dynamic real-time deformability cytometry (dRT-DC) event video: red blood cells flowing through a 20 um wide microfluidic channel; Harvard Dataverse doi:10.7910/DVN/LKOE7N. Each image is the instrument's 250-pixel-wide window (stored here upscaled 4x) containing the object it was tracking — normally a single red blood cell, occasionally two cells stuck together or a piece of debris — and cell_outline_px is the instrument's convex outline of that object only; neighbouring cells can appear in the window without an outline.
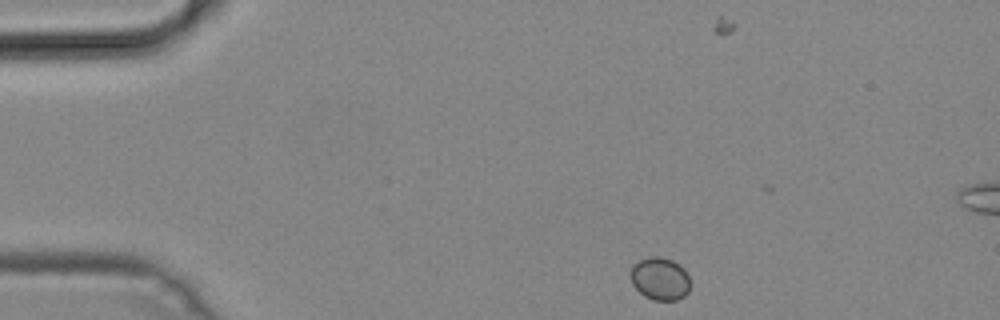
{"species": "common noctule bat (a hibernating species)", "species_latin": "Nyctalus noctula", "temperature_condition": "cold", "stored_images_in_passage": 10, "camera_frame_rate_fps": 3000, "um_per_image_px": 0.085, "animal": {"sex": "male", "body_mass_g": 19.2, "forearm_length_mm": 51.8}, "frame": {"image": 1, "passage_image": 1, "time_ms": 0.0, "image_size_px": [1000, 320], "cell_outline_px": [[688, 292], [684, 296], [676, 300], [652, 300], [644, 296], [632, 284], [632, 264], [640, 260], [652, 256], [656, 256], [672, 260], [684, 268], [688, 276]], "centroid_in_image_um": [56.09, 23.7], "position_along_channel_um": 28.9, "area_um2": 14.62}}
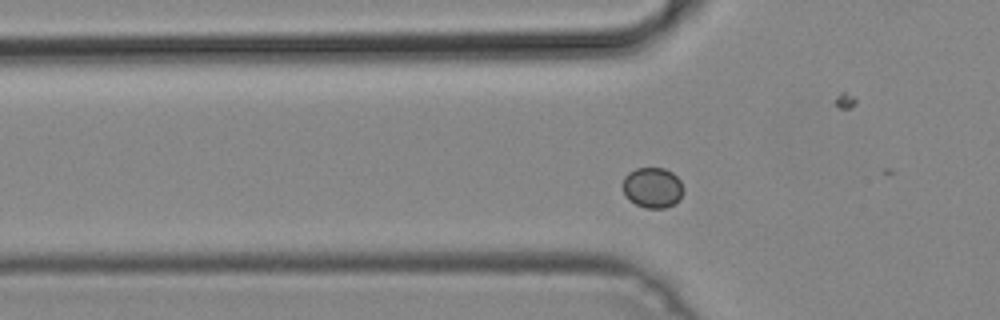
{"frame": {"image": 2, "passage_image": 9, "time_ms": 2.667, "image_size_px": [1000, 320], "cell_outline_px": [[684, 192], [680, 200], [664, 208], [644, 208], [628, 200], [624, 192], [624, 176], [628, 172], [636, 168], [664, 168], [672, 172], [680, 180], [684, 188]], "centroid_in_image_um": [55.49, 15.95], "position_along_channel_um": 70.3, "area_um2": 14.39}}